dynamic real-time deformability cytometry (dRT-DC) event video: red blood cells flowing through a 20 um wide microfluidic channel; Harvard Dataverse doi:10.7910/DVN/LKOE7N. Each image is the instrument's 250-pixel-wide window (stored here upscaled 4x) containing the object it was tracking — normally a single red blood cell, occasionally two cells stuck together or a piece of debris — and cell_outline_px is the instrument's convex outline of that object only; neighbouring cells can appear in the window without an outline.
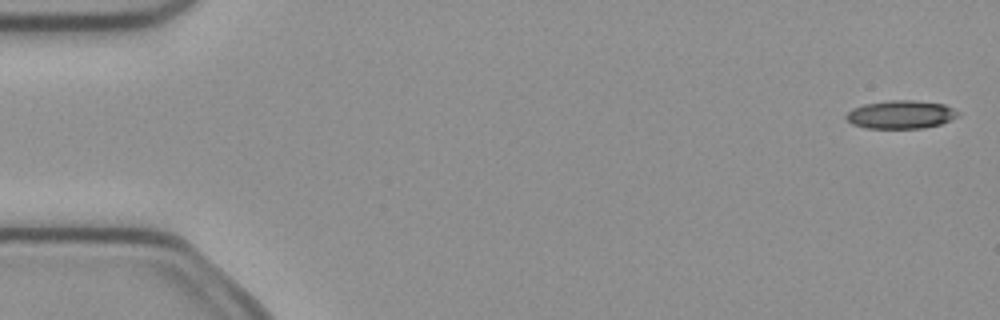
{"species": "common noctule bat (a hibernating species)", "species_latin": "Nyctalus noctula", "temperature_condition": "cold", "stored_images_in_passage": 6, "camera_frame_rate_fps": 3000, "um_per_image_px": 0.085, "animal": {"sex": "female", "body_mass_g": 21.9}, "frame": {"image": 1, "passage_image": 1, "time_ms": 0.0, "image_size_px": [1000, 320], "cell_outline_px": [[960, 116], [940, 124], [924, 128], [868, 128], [852, 124], [844, 116], [852, 108], [864, 104], [892, 100], [916, 100], [944, 104], [960, 112]], "centroid_in_image_um": [76.59, 9.73], "position_along_channel_um": 8.4, "area_um2": 18.44}}